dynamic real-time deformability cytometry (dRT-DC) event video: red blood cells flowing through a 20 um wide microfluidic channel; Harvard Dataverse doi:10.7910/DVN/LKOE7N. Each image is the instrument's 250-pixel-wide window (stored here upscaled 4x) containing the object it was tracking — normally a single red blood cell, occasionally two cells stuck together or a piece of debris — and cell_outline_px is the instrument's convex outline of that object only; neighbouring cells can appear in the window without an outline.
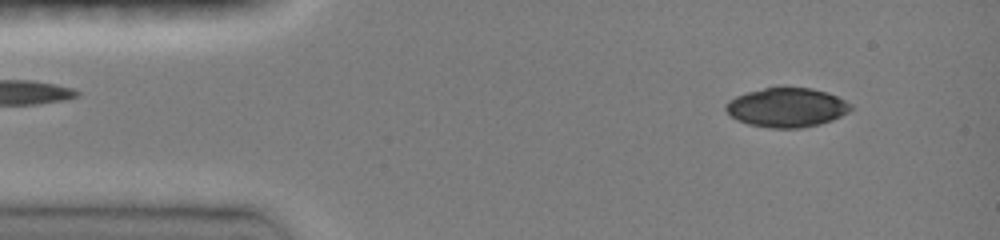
{"species": "common noctule bat (a hibernating species)", "species_latin": "Nyctalus noctula", "temperature_condition": "room temperature", "stored_images_in_passage": 45, "camera_frame_rate_fps": 3000, "um_per_image_px": 0.085, "animal": {"sex": "female", "body_mass_g": 19.0, "forearm_length_mm": 51.5}, "frame": {"image": 1, "passage_image": 4, "time_ms": 1.0, "image_size_px": [1000, 240], "cell_outline_px": [[852, 108], [848, 112], [832, 120], [820, 124], [800, 128], [768, 128], [748, 124], [736, 120], [724, 108], [724, 104], [728, 100], [736, 96], [748, 92], [764, 88], [784, 84], [812, 88], [828, 92], [852, 104]], "centroid_in_image_um": [66.86, 9.1], "position_along_channel_um": 18.1, "area_um2": 29.25}}
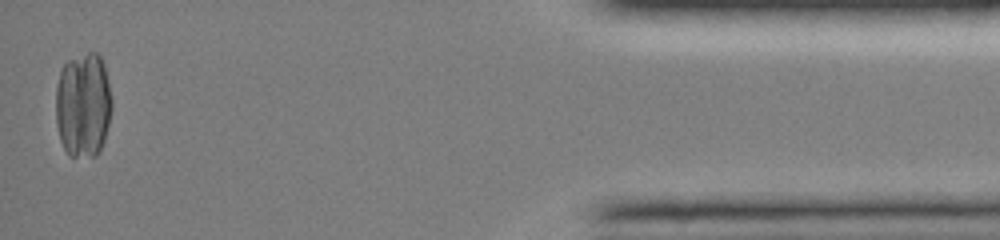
{"frame": {"image": 2, "passage_image": 44, "time_ms": 14.333, "image_size_px": [1000, 240], "cell_outline_px": [[112, 108], [104, 140], [100, 152], [96, 156], [68, 156], [60, 140], [56, 124], [56, 88], [60, 72], [64, 64], [68, 60], [88, 52], [96, 52], [100, 56], [104, 64], [108, 80], [112, 100]], "centroid_in_image_um": [7.07, 8.93], "position_along_channel_um": 428.1, "area_um2": 34.62}}